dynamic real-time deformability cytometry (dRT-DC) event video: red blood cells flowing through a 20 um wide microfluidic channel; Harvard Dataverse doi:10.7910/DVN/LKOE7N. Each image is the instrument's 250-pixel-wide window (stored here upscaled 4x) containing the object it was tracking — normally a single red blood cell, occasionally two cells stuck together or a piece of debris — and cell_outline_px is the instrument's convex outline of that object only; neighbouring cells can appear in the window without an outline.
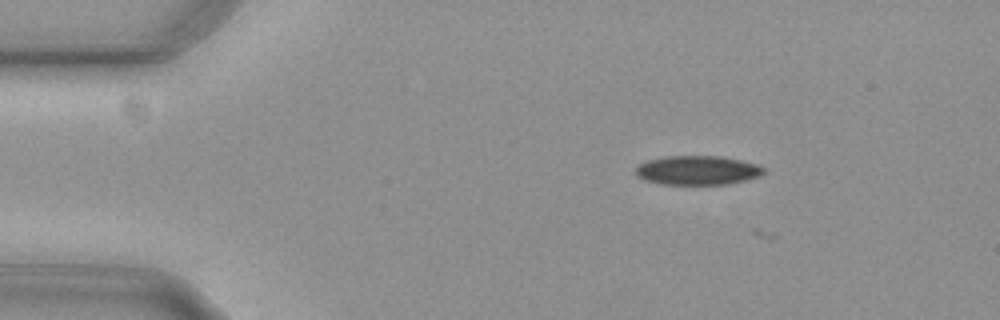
{"species": "common noctule bat (a hibernating species)", "species_latin": "Nyctalus noctula", "temperature_condition": "cold", "stored_images_in_passage": 11, "camera_frame_rate_fps": 3000, "um_per_image_px": 0.085, "animal": {"sex": "female", "body_mass_g": 29.2, "forearm_length_mm": 56.3}, "frame": {"image": 1, "passage_image": 10, "time_ms": 3.0, "image_size_px": [1000, 320], "cell_outline_px": [[768, 168], [760, 176], [728, 184], [664, 184], [644, 180], [636, 176], [636, 168], [640, 164], [648, 160], [664, 156], [720, 156], [740, 160], [756, 164]], "centroid_in_image_um": [59.3, 14.47], "position_along_channel_um": 25.7, "area_um2": 21.73}}